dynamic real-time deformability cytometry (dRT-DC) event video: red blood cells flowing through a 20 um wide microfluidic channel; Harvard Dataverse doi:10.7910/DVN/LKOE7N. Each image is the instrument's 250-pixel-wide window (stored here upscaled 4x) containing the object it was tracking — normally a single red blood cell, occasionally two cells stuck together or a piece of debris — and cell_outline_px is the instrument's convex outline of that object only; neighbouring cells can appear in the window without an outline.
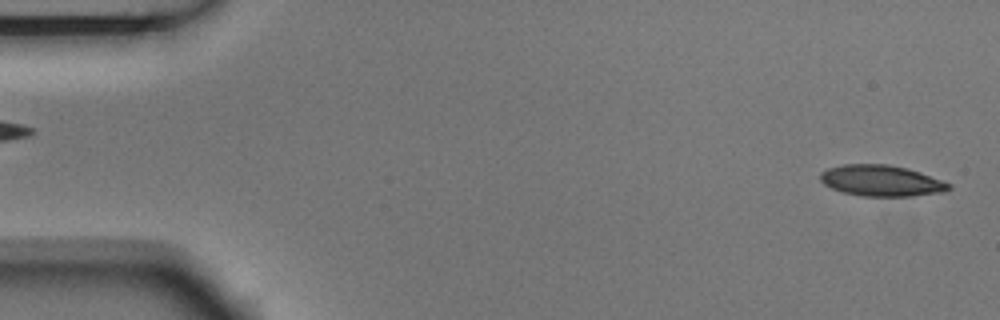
{"species": "Egyptian fruit bat (a non-hibernating species)", "species_latin": "Rousettus aegyptiacus", "temperature_condition": "room temperature", "stored_images_in_passage": 5, "segment_of_instrument_passage": [2, 2], "camera_frame_rate_fps": 3000, "um_per_image_px": 0.085, "animal": {"sex": "male"}, "frame": {"image": 1, "passage_image": 5, "time_ms": 1.333, "image_size_px": [1000, 320], "cell_outline_px": [[952, 188], [944, 192], [912, 196], [860, 196], [844, 192], [832, 188], [824, 184], [820, 180], [820, 172], [828, 168], [844, 164], [888, 164], [908, 168], [920, 172], [952, 184]], "centroid_in_image_um": [74.93, 15.36], "position_along_channel_um": 10.1, "area_um2": 23.35}}